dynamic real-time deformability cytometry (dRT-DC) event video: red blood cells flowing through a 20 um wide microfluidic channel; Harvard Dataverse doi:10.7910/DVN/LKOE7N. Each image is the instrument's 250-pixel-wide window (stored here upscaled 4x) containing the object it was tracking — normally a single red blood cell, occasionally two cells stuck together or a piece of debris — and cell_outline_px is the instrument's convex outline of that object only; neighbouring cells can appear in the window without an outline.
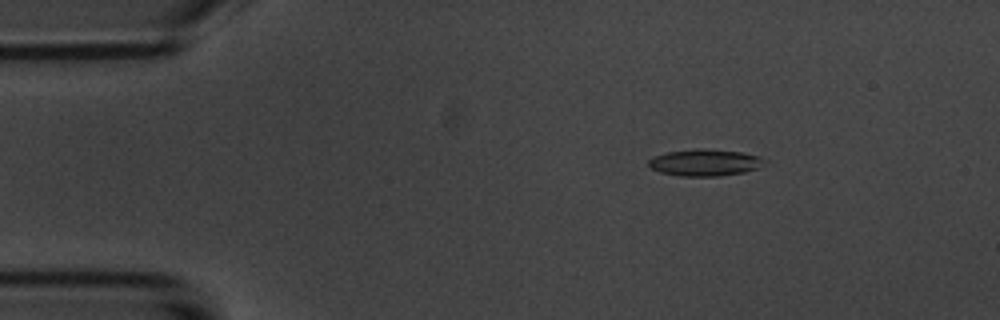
{"species": "common noctule bat (a hibernating species)", "species_latin": "Nyctalus noctula", "temperature_condition": "room temperature", "stored_images_in_passage": 3, "camera_frame_rate_fps": 3000, "um_per_image_px": 0.085, "animal": {"sex": "male", "body_mass_g": 20.1, "forearm_length_mm": 53.5}, "frame": {"image": 1, "passage_image": 1, "time_ms": 0.0, "image_size_px": [1000, 320], "cell_outline_px": [[768, 160], [756, 168], [744, 172], [716, 176], [680, 176], [660, 172], [652, 168], [648, 164], [648, 160], [656, 156], [668, 152], [704, 148], [744, 152], [760, 156]], "centroid_in_image_um": [59.95, 13.81], "position_along_channel_um": 25.0, "area_um2": 17.92}}